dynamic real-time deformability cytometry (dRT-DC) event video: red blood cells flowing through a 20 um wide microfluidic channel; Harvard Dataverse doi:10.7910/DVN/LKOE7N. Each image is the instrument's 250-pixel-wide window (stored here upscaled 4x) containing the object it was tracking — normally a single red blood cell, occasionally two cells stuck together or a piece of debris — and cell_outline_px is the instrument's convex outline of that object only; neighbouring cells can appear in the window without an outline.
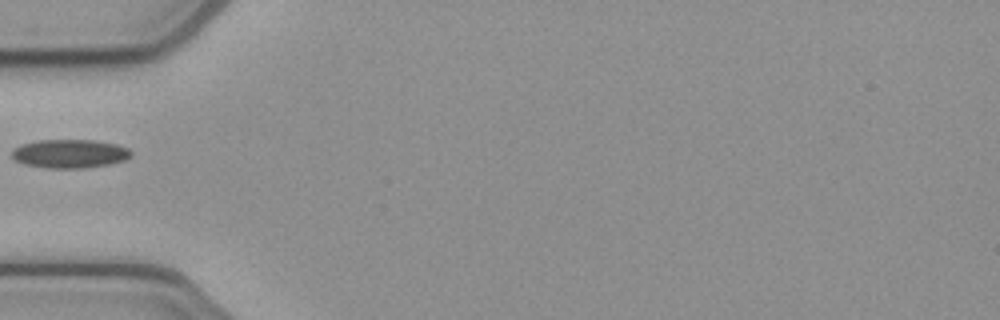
{"species": "common noctule bat (a hibernating species)", "species_latin": "Nyctalus noctula", "temperature_condition": "cold", "stored_images_in_passage": 7, "camera_frame_rate_fps": 3000, "um_per_image_px": 0.085, "animal": {"sex": "female", "body_mass_g": 21.9}, "frame": {"image": 1, "passage_image": 1, "time_ms": 0.0, "image_size_px": [1000, 320], "cell_outline_px": [[132, 156], [124, 160], [108, 164], [80, 168], [52, 168], [24, 164], [16, 160], [12, 156], [12, 152], [20, 144], [36, 140], [92, 140], [116, 144], [128, 148], [132, 152]], "centroid_in_image_um": [5.94, 13.05], "position_along_channel_um": 79.1, "area_um2": 19.71}}